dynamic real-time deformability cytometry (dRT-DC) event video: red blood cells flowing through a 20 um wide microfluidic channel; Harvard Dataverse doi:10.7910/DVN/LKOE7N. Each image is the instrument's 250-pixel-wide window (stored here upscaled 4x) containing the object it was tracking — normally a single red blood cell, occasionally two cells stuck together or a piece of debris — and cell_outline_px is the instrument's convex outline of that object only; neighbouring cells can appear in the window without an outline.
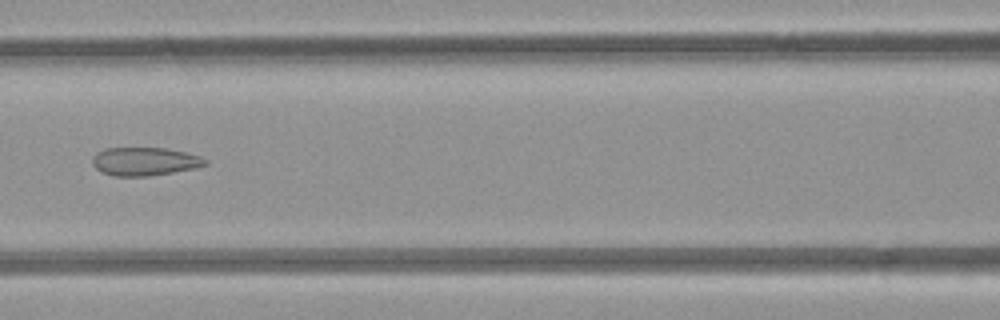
{"species": "common noctule bat (a hibernating species)", "species_latin": "Nyctalus noctula", "temperature_condition": "room temperature", "stored_images_in_passage": 4, "camera_frame_rate_fps": 3000, "um_per_image_px": 0.085, "animal": {"sex": "female", "body_mass_g": 21.9}, "frame": {"image": 1, "passage_image": 4, "time_ms": 3.333, "image_size_px": [1000, 320], "cell_outline_px": [[208, 164], [196, 168], [148, 176], [112, 176], [100, 172], [92, 164], [92, 156], [96, 152], [104, 148], [164, 148], [184, 152], [200, 156], [208, 160]], "centroid_in_image_um": [12.26, 13.72], "position_along_channel_um": 154.3, "area_um2": 18.73}}